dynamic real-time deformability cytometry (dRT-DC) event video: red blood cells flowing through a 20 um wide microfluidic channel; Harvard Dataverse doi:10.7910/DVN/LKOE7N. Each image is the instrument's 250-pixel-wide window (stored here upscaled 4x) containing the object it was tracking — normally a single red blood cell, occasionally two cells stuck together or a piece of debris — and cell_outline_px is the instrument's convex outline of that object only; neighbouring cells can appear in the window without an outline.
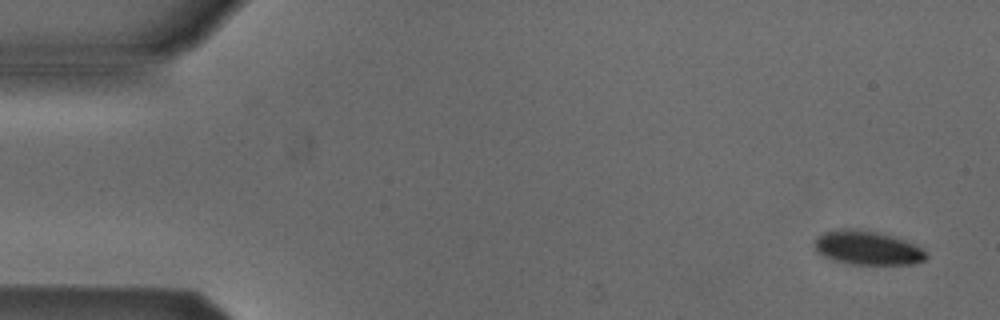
{"species": "Egyptian fruit bat (a non-hibernating species)", "species_latin": "Rousettus aegyptiacus", "temperature_condition": "cold", "stored_images_in_passage": 2, "camera_frame_rate_fps": 3000, "um_per_image_px": 0.085, "animal": {"sex": "male"}, "frame": {"image": 1, "passage_image": 2, "time_ms": 1.0, "image_size_px": [1000, 320], "cell_outline_px": [[928, 256], [924, 260], [912, 264], [852, 264], [832, 260], [816, 252], [812, 244], [812, 240], [816, 236], [824, 232], [844, 228], [856, 228], [876, 232], [892, 236], [904, 240], [920, 248]], "centroid_in_image_um": [73.63, 21.06], "position_along_channel_um": 11.4, "area_um2": 22.14}}